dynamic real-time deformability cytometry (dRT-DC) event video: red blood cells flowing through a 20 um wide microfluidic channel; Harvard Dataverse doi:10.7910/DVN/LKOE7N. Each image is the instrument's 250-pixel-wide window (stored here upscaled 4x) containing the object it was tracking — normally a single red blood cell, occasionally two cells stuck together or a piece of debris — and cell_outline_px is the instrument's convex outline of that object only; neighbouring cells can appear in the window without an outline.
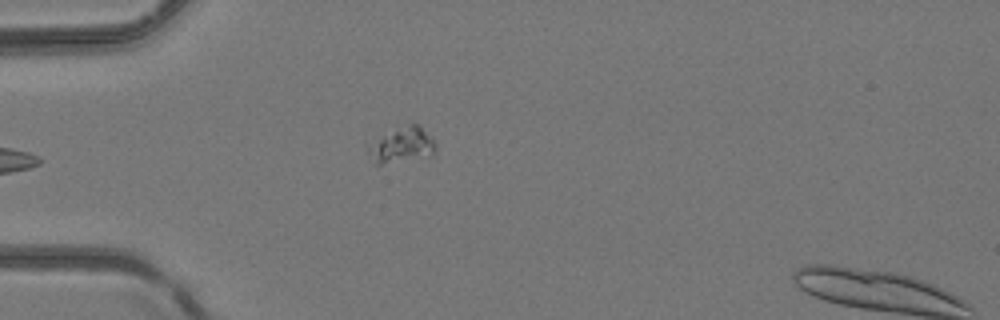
{"species": "common noctule bat (a hibernating species)", "species_latin": "Nyctalus noctula", "temperature_condition": "room temperature", "stored_images_in_passage": 3, "camera_frame_rate_fps": 3000, "um_per_image_px": 0.085, "animal": {"sex": "female", "body_mass_g": 24.6, "forearm_length_mm": 56.2}, "frame": {"image": 1, "passage_image": 3, "time_ms": 0.667, "image_size_px": [1000, 320], "cell_outline_px": [[436, 148], [432, 156], [380, 164], [372, 164], [364, 144], [364, 140], [408, 124], [416, 124], [436, 144]], "centroid_in_image_um": [33.98, 12.35], "position_along_channel_um": 51.0, "area_um2": 14.39}}